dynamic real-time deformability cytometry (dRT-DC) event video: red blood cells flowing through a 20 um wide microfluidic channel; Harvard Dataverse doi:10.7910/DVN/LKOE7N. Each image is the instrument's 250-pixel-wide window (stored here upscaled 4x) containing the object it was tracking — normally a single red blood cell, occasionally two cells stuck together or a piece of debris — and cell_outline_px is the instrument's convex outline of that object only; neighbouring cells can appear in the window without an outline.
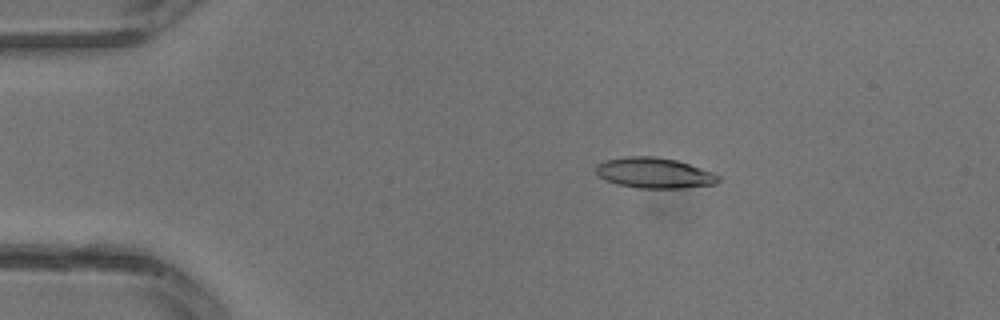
{"species": "common noctule bat (a hibernating species)", "species_latin": "Nyctalus noctula", "temperature_condition": "warm", "stored_images_in_passage": 11, "camera_frame_rate_fps": 3000, "um_per_image_px": 0.085, "animal": {"sex": "male", "body_mass_g": 13.3}, "frame": {"image": 1, "passage_image": 5, "time_ms": 1.333, "image_size_px": [1000, 320], "cell_outline_px": [[720, 180], [716, 184], [680, 188], [636, 188], [616, 184], [600, 176], [596, 172], [596, 164], [604, 160], [628, 156], [656, 156], [676, 160], [716, 172], [720, 176]], "centroid_in_image_um": [55.65, 14.69], "position_along_channel_um": 29.3, "area_um2": 21.96}}
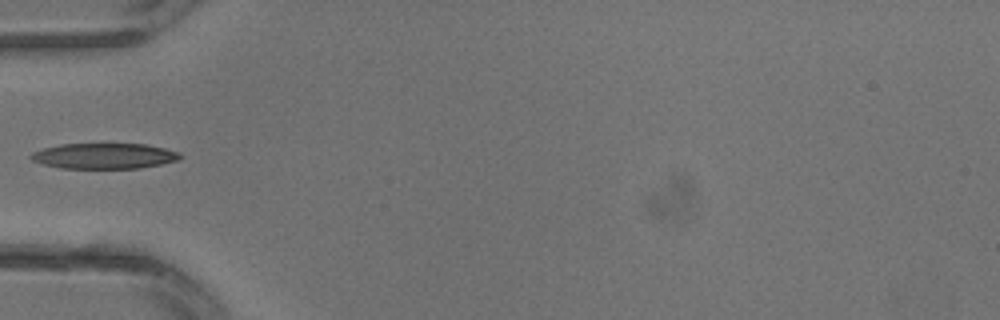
{"frame": {"image": 2, "passage_image": 10, "time_ms": 3.0, "image_size_px": [1000, 320], "cell_outline_px": [[184, 156], [180, 160], [140, 168], [60, 168], [44, 164], [32, 160], [28, 156], [32, 152], [44, 148], [60, 144], [148, 144], [180, 152]], "centroid_in_image_um": [8.89, 13.25], "position_along_channel_um": 76.1, "area_um2": 22.31}}